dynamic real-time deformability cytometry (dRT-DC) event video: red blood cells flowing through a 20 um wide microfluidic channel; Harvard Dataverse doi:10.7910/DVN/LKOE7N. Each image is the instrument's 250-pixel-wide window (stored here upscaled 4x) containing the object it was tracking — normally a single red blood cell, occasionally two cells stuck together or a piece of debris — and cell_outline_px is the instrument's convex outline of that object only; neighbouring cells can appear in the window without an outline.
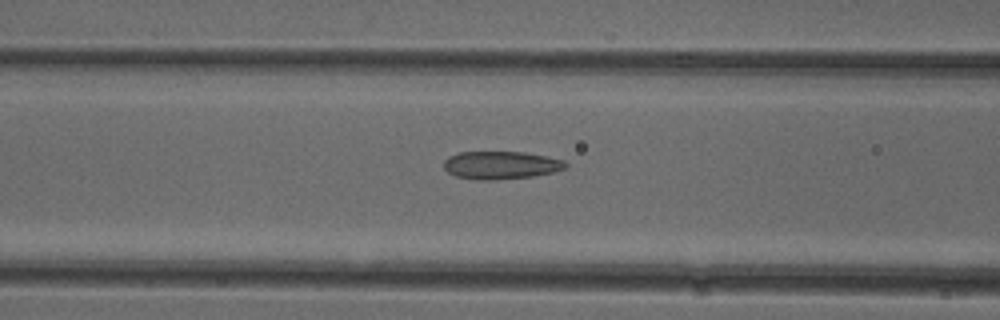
{"species": "common noctule bat (a hibernating species)", "species_latin": "Nyctalus noctula", "temperature_condition": "cold", "stored_images_in_passage": 52, "camera_frame_rate_fps": 3000, "um_per_image_px": 0.085, "animal": {"sex": "female"}, "frame": {"image": 1, "passage_image": 21, "time_ms": 6.667, "image_size_px": [1000, 320], "cell_outline_px": [[568, 164], [564, 168], [552, 172], [532, 176], [496, 180], [480, 180], [456, 176], [448, 172], [444, 168], [444, 160], [448, 156], [460, 152], [524, 152], [564, 160]], "centroid_in_image_um": [42.54, 14.03], "position_along_channel_um": 124.1, "area_um2": 19.65}}
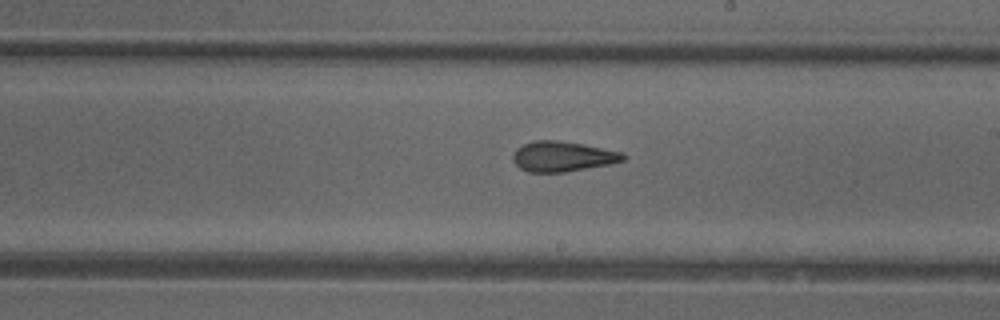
{"frame": {"image": 2, "passage_image": 30, "time_ms": 9.667, "image_size_px": [1000, 320], "cell_outline_px": [[628, 156], [624, 160], [608, 164], [564, 172], [528, 172], [520, 168], [512, 160], [512, 156], [516, 148], [532, 140], [556, 140], [584, 144], [624, 152]], "centroid_in_image_um": [47.82, 13.29], "position_along_channel_um": 241.2, "area_um2": 19.48}}
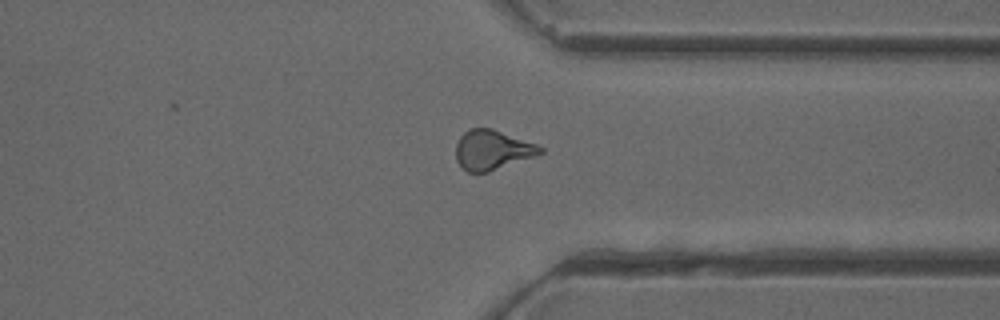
{"frame": {"image": 3, "passage_image": 40, "time_ms": 13.0, "image_size_px": [1000, 320], "cell_outline_px": [[544, 152], [536, 156], [488, 172], [468, 172], [456, 160], [456, 144], [460, 136], [468, 128], [492, 128], [536, 144], [544, 148]], "centroid_in_image_um": [41.85, 12.74], "position_along_channel_um": 369.6, "area_um2": 19.48}, "authors_computed_cell_mechanics": {"area_um2": 19.652, "velocity_mm_per_s": 3.8947, "shape_relaxation_time_tau1_ms": 5.3412, "shape_relaxation_time_tau2_ms": 1.983, "deformation_change_tau1": 0.1499, "deformation_change_tau2": 0.1114}}